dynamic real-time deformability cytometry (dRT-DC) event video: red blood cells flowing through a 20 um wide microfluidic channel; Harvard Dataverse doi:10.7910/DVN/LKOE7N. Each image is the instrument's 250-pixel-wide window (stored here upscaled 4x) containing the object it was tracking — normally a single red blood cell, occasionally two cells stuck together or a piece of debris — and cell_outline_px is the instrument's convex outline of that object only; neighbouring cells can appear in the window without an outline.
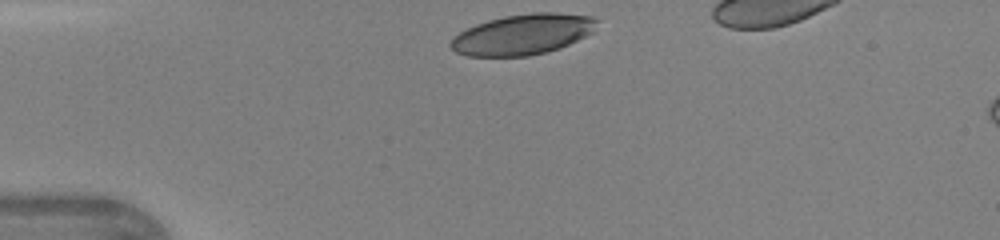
{"species": "human", "species_latin": "Homo sapiens", "temperature_condition": "warm", "stored_images_in_passage": 3, "camera_frame_rate_fps": 3000, "um_per_image_px": 0.085, "donor": {"sex": "female"}, "frame": {"image": 1, "passage_image": 1, "time_ms": 0.0, "image_size_px": [1000, 240], "cell_outline_px": [[600, 20], [592, 32], [560, 48], [528, 56], [468, 56], [456, 52], [448, 44], [460, 32], [476, 24], [488, 20], [504, 16], [532, 12], [556, 12], [592, 16]], "centroid_in_image_um": [44.45, 2.91], "position_along_channel_um": 40.5, "area_um2": 34.39}}